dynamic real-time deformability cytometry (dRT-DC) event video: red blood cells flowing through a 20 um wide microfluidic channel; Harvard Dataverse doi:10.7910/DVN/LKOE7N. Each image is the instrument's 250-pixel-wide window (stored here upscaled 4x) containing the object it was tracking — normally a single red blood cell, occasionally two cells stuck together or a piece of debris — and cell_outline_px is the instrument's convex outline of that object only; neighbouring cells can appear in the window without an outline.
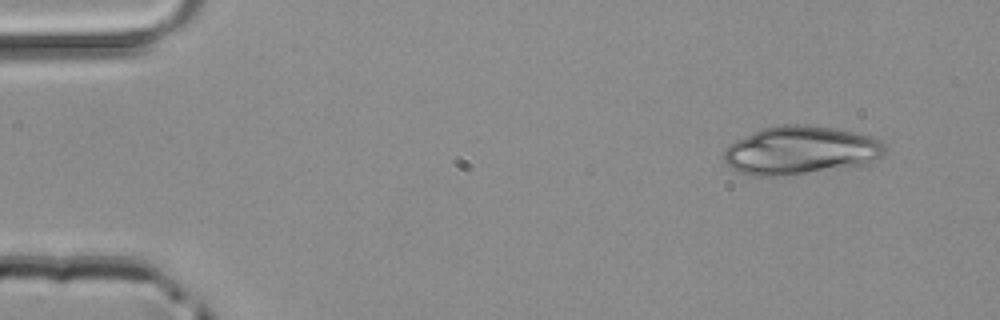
{"species": "common noctule bat (a hibernating species)", "species_latin": "Nyctalus noctula", "temperature_condition": "room temperature", "stored_images_in_passage": 15, "camera_frame_rate_fps": 3000, "um_per_image_px": 0.085, "animal": {"sex": "male", "body_mass_g": 20.4}, "frame": {"image": 1, "passage_image": 4, "time_ms": 1.0, "image_size_px": [1000, 320], "cell_outline_px": [[884, 156], [864, 164], [776, 176], [752, 176], [740, 172], [732, 168], [724, 160], [724, 148], [728, 144], [736, 140], [764, 128], [784, 124], [804, 124], [832, 128], [876, 136], [884, 140]], "centroid_in_image_um": [68.06, 12.76], "position_along_channel_um": 16.9, "area_um2": 45.03}}